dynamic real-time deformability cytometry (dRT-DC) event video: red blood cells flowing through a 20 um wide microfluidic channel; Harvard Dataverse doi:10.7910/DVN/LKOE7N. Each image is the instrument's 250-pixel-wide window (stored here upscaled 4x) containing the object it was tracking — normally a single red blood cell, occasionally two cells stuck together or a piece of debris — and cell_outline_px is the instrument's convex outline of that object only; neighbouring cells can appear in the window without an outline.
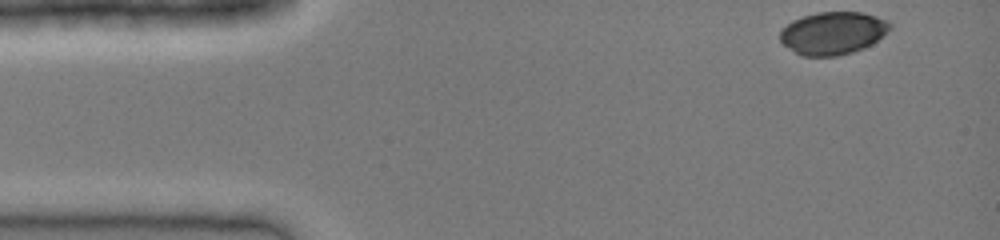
{"species": "common noctule bat (a hibernating species)", "species_latin": "Nyctalus noctula", "temperature_condition": "cold", "stored_images_in_passage": 35, "camera_frame_rate_fps": 3000, "um_per_image_px": 0.085, "animal": {"sex": "female", "body_mass_g": 19.0, "forearm_length_mm": 51.5}, "frame": {"image": 1, "passage_image": 1, "time_ms": 0.0, "image_size_px": [1000, 240], "cell_outline_px": [[892, 28], [872, 44], [864, 48], [852, 52], [836, 56], [800, 56], [784, 44], [780, 40], [780, 32], [792, 20], [816, 12], [860, 12], [876, 16], [892, 24]], "centroid_in_image_um": [70.8, 2.82], "position_along_channel_um": 14.2, "area_um2": 27.22}}
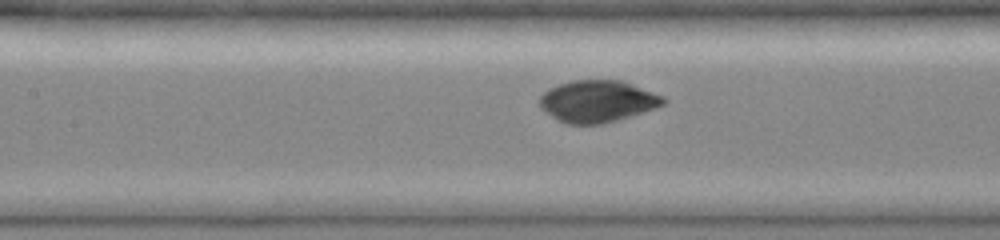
{"frame": {"image": 2, "passage_image": 16, "time_ms": 5.0, "image_size_px": [1000, 240], "cell_outline_px": [[668, 100], [664, 104], [656, 108], [616, 120], [600, 124], [568, 124], [556, 120], [540, 108], [540, 96], [548, 88], [572, 80], [624, 80], [664, 96]], "centroid_in_image_um": [50.8, 8.6], "position_along_channel_um": 156.6, "area_um2": 30.35}}
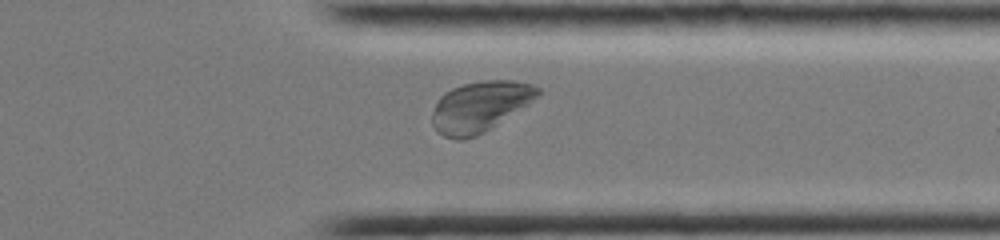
{"frame": {"image": 3, "passage_image": 30, "time_ms": 9.667, "image_size_px": [1000, 240], "cell_outline_px": [[540, 92], [528, 104], [484, 132], [476, 136], [464, 140], [456, 140], [444, 136], [436, 132], [432, 124], [432, 112], [436, 100], [444, 92], [452, 88], [464, 84], [484, 80], [512, 80], [532, 84], [540, 88]], "centroid_in_image_um": [40.74, 9.06], "position_along_channel_um": 370.7, "area_um2": 31.1}}